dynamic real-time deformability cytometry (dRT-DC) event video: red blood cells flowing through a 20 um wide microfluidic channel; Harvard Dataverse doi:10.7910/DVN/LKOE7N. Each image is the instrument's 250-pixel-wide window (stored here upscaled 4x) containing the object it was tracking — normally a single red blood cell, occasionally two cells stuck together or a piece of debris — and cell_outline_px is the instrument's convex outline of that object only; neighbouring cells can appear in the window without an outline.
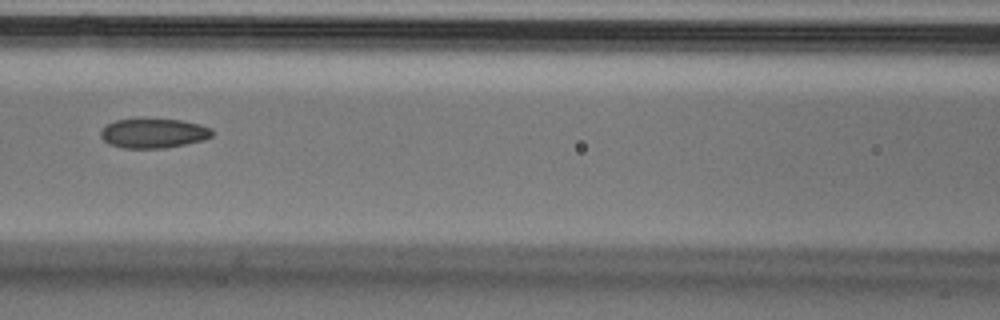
{"species": "Egyptian fruit bat (a non-hibernating species)", "species_latin": "Rousettus aegyptiacus", "temperature_condition": "cold", "stored_images_in_passage": 3, "camera_frame_rate_fps": 3000, "um_per_image_px": 0.085, "animal": {"sex": "male"}, "frame": {"image": 1, "passage_image": 3, "time_ms": 0.667, "image_size_px": [1000, 320], "cell_outline_px": [[212, 136], [204, 140], [164, 148], [120, 148], [108, 144], [100, 136], [100, 132], [108, 124], [116, 120], [140, 116], [184, 120], [200, 124], [212, 128]], "centroid_in_image_um": [13.03, 11.28], "position_along_channel_um": 153.6, "area_um2": 19.94}}